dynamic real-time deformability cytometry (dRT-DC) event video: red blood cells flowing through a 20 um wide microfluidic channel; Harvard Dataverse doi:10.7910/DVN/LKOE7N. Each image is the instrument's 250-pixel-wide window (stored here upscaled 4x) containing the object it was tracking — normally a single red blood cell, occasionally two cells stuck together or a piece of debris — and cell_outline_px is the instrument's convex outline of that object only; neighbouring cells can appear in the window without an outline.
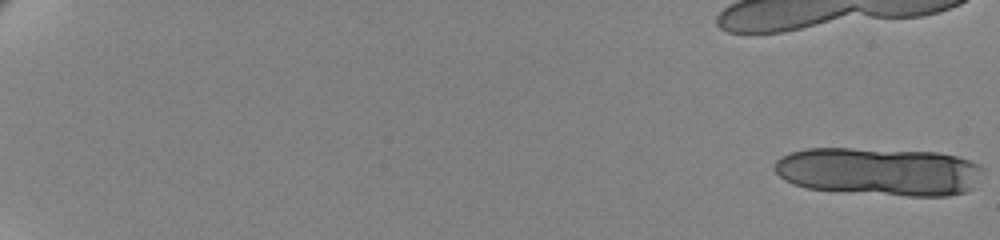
{"species": "human", "species_latin": "Homo sapiens", "temperature_condition": "cold", "stored_images_in_passage": 21, "camera_frame_rate_fps": 3000, "um_per_image_px": 0.085, "donor": {"sex": "female"}, "frame": {"image": 1, "passage_image": 1, "time_ms": 0.0, "image_size_px": [1000, 240], "cell_outline_px": [[980, 168], [972, 188], [964, 192], [948, 196], [908, 196], [808, 188], [792, 184], [784, 180], [772, 168], [772, 164], [780, 156], [792, 152], [808, 148], [848, 148], [940, 152], [956, 156], [980, 164]], "centroid_in_image_um": [74.66, 14.56], "position_along_channel_um": 10.3, "area_um2": 58.2}}